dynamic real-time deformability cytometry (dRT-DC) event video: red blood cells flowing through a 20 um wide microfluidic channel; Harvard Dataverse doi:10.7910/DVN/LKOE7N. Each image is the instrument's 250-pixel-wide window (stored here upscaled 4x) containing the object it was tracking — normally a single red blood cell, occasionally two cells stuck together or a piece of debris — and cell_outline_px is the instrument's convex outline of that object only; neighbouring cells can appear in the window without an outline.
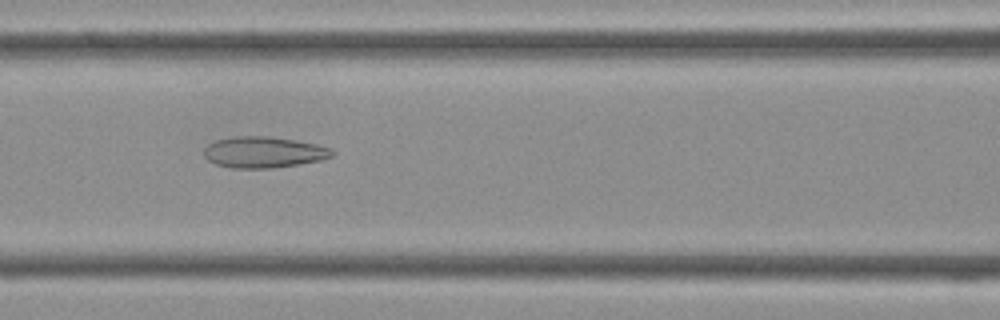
{"species": "Egyptian fruit bat (a non-hibernating species)", "species_latin": "Rousettus aegyptiacus", "temperature_condition": "cold", "stored_images_in_passage": 36, "camera_frame_rate_fps": 3000, "um_per_image_px": 0.085, "frame": {"image": 1, "passage_image": 11, "time_ms": 3.333, "image_size_px": [1000, 320], "cell_outline_px": [[336, 152], [332, 156], [320, 160], [272, 168], [232, 168], [216, 164], [208, 160], [204, 156], [204, 148], [208, 144], [216, 140], [232, 136], [268, 136], [296, 140], [316, 144], [332, 148]], "centroid_in_image_um": [22.4, 12.93], "position_along_channel_um": 144.2, "area_um2": 23.29}}
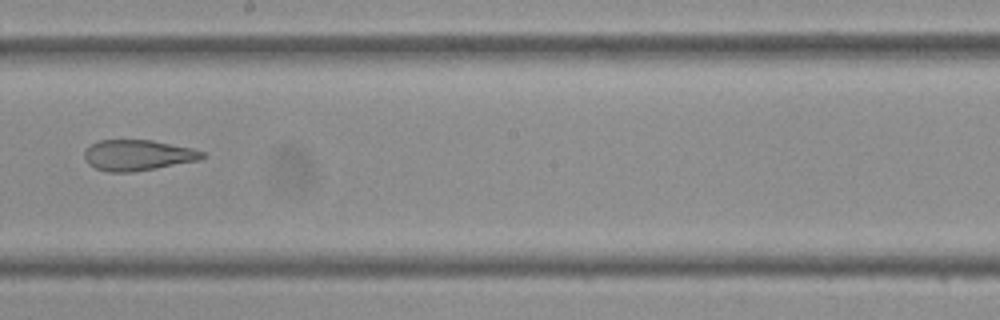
{"frame": {"image": 2, "passage_image": 17, "time_ms": 5.333, "image_size_px": [1000, 320], "cell_outline_px": [[204, 156], [200, 160], [156, 168], [132, 172], [108, 172], [96, 168], [88, 164], [84, 156], [84, 152], [92, 144], [100, 140], [152, 140], [192, 148], [204, 152]], "centroid_in_image_um": [11.71, 13.19], "position_along_channel_um": 236.5, "area_um2": 20.98}}
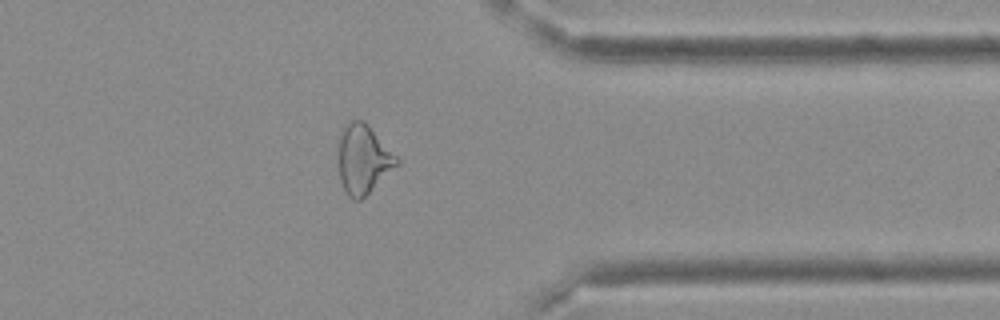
{"frame": {"image": 3, "passage_image": 27, "time_ms": 8.667, "image_size_px": [1000, 320], "cell_outline_px": [[400, 164], [360, 200], [352, 200], [348, 196], [340, 180], [340, 136], [344, 124], [348, 120], [364, 120], [368, 124], [400, 160]], "centroid_in_image_um": [30.9, 13.52], "position_along_channel_um": 380.5, "area_um2": 23.24}}